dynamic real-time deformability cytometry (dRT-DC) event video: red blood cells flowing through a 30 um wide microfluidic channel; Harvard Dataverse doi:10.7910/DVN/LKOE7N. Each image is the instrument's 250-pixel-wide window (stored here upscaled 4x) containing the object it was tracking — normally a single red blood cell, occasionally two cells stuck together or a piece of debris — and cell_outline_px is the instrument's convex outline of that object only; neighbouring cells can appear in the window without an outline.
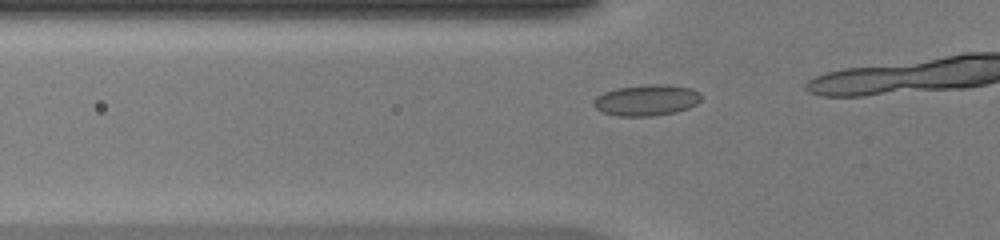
{"species": "common noctule bat (a hibernating species)", "species_latin": "Nyctalus noctula", "temperature_condition": "warm", "stored_images_in_passage": 13, "camera_frame_rate_fps": 3000, "um_per_image_px": 0.085, "animal": {"sex": "female", "body_mass_g": 20.0, "forearm_length_mm": 54.0}, "frame": {"image": 1, "passage_image": 10, "time_ms": 3.0, "image_size_px": [1000, 240], "cell_outline_px": [[700, 100], [696, 104], [688, 108], [676, 112], [652, 116], [620, 116], [604, 112], [596, 108], [592, 104], [596, 96], [604, 92], [616, 88], [648, 84], [668, 84], [692, 88], [700, 92]], "centroid_in_image_um": [54.97, 8.5], "position_along_channel_um": 70.8, "area_um2": 19.54}}